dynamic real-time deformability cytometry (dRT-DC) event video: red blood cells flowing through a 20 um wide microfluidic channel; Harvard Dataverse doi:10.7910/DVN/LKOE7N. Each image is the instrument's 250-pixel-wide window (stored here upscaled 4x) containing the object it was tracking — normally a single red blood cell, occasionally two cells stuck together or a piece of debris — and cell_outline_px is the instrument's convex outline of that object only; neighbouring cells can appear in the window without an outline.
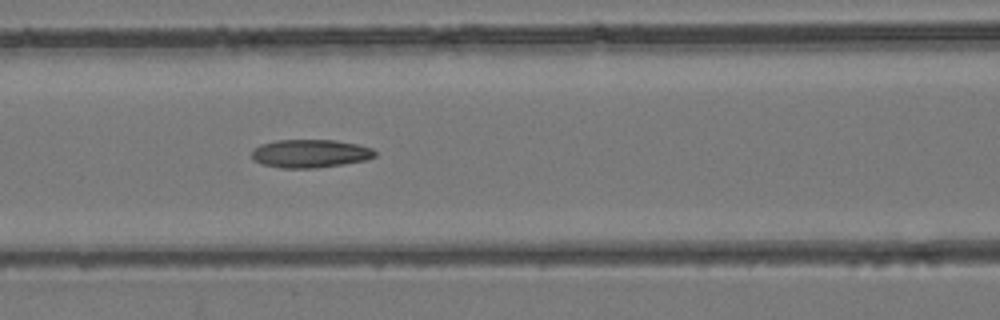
{"species": "common noctule bat (a hibernating species)", "species_latin": "Nyctalus noctula", "temperature_condition": "room temperature", "stored_images_in_passage": 31, "camera_frame_rate_fps": 3000, "um_per_image_px": 0.085, "animal": {"sex": "female", "body_mass_g": 24.6, "forearm_length_mm": 56.2}, "frame": {"image": 1, "passage_image": 8, "time_ms": 2.333, "image_size_px": [1000, 320], "cell_outline_px": [[376, 156], [364, 160], [316, 168], [280, 168], [264, 164], [252, 160], [252, 148], [260, 144], [276, 140], [336, 140], [356, 144], [372, 148], [376, 152]], "centroid_in_image_um": [26.32, 13.04], "position_along_channel_um": 140.3, "area_um2": 20.23}}
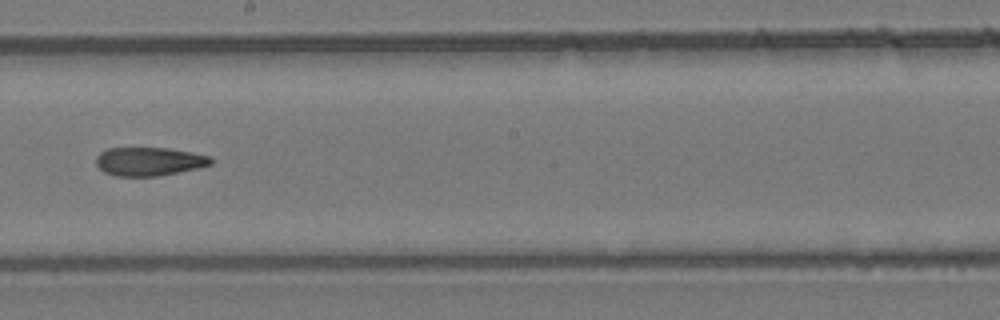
{"frame": {"image": 2, "passage_image": 14, "time_ms": 4.333, "image_size_px": [1000, 320], "cell_outline_px": [[212, 164], [196, 168], [156, 176], [116, 176], [104, 172], [96, 164], [96, 156], [100, 152], [108, 148], [168, 148], [192, 152], [208, 156], [212, 160]], "centroid_in_image_um": [12.63, 13.72], "position_along_channel_um": 235.6, "area_um2": 18.9}}
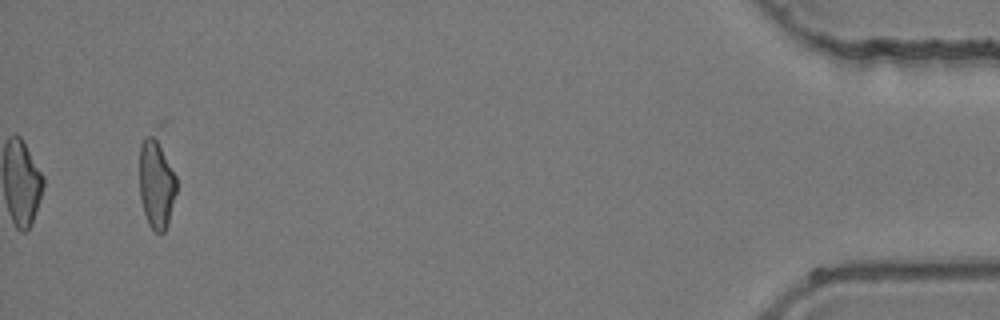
{"frame": {"image": 3, "passage_image": 31, "time_ms": 10.0, "image_size_px": [1000, 320], "cell_outline_px": [[176, 192], [168, 224], [164, 232], [156, 232], [148, 224], [140, 200], [140, 144], [144, 136], [164, 116], [168, 120], [176, 176]], "centroid_in_image_um": [13.39, 14.95], "position_along_channel_um": 421.8, "area_um2": 23.24}}